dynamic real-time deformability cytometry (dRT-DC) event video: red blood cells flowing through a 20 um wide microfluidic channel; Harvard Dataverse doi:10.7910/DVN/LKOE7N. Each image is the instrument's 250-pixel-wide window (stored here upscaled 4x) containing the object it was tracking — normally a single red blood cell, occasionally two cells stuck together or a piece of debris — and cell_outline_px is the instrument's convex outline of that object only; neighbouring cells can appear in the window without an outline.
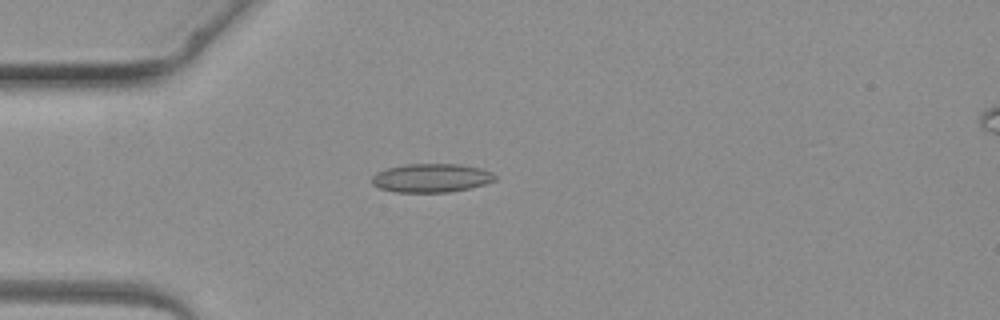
{"species": "common noctule bat (a hibernating species)", "species_latin": "Nyctalus noctula", "temperature_condition": "warm", "stored_images_in_passage": 2, "camera_frame_rate_fps": 3000, "um_per_image_px": 0.085, "animal": {"sex": "female", "body_mass_g": 19.3, "forearm_length_mm": 54.1}, "frame": {"image": 1, "passage_image": 2, "time_ms": 1.0, "image_size_px": [1000, 320], "cell_outline_px": [[496, 180], [484, 184], [468, 188], [448, 192], [396, 192], [380, 188], [372, 184], [372, 176], [376, 172], [388, 168], [408, 164], [460, 164], [480, 168], [492, 172], [496, 176]], "centroid_in_image_um": [36.66, 15.12], "position_along_channel_um": 48.3, "area_um2": 20.46}}